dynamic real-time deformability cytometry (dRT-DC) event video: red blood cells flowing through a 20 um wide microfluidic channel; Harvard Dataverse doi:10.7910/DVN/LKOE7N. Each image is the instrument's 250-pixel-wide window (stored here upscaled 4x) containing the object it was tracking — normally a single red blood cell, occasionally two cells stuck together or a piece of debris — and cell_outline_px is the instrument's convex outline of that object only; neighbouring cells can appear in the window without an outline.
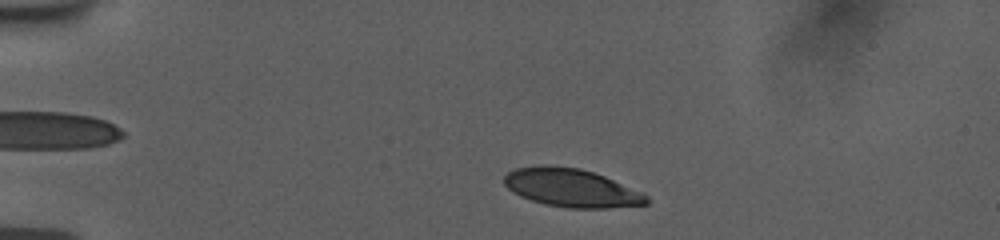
{"species": "human", "species_latin": "Homo sapiens", "temperature_condition": "room temperature", "stored_images_in_passage": 48, "camera_frame_rate_fps": 3000, "um_per_image_px": 0.085, "donor": {"sex": "female"}, "frame": {"image": 1, "passage_image": 5, "time_ms": 1.333, "image_size_px": [1000, 240], "cell_outline_px": [[648, 204], [608, 208], [568, 208], [544, 204], [520, 196], [512, 192], [504, 184], [504, 176], [508, 172], [516, 168], [544, 164], [580, 168], [604, 176], [644, 192], [648, 196]], "centroid_in_image_um": [48.57, 15.96], "position_along_channel_um": 36.4, "area_um2": 31.91}}
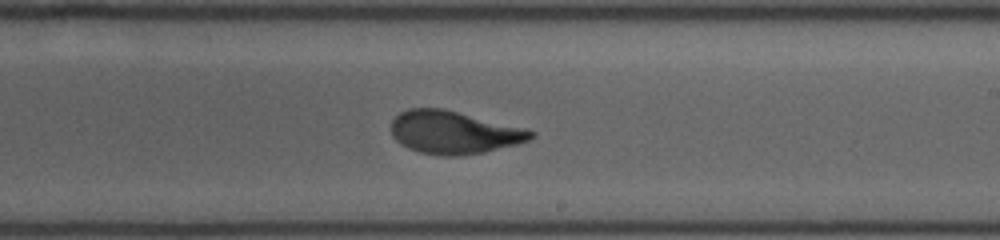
{"frame": {"image": 2, "passage_image": 27, "time_ms": 8.667, "image_size_px": [1000, 240], "cell_outline_px": [[536, 136], [528, 140], [516, 144], [480, 152], [460, 156], [444, 156], [420, 152], [408, 148], [396, 140], [392, 136], [392, 120], [400, 112], [408, 108], [444, 108], [524, 128], [536, 132]], "centroid_in_image_um": [38.55, 11.24], "position_along_channel_um": 250.4, "area_um2": 34.62}}
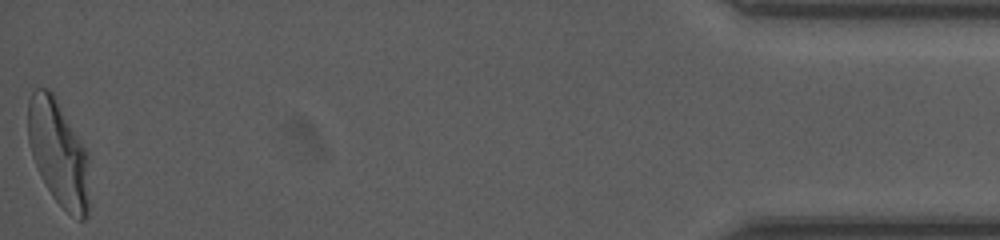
{"frame": {"image": 3, "passage_image": 48, "time_ms": 15.667, "image_size_px": [1000, 240], "cell_outline_px": [[88, 216], [84, 220], [80, 220], [68, 212], [52, 196], [40, 176], [32, 156], [28, 140], [28, 100], [32, 92], [36, 88], [48, 88], [56, 96], [88, 152]], "centroid_in_image_um": [4.96, 12.97], "position_along_channel_um": 430.2, "area_um2": 37.97}, "authors_computed_cell_mechanics": {"area_um2": 34.8245, "velocity_mm_per_s": 3.7528, "shape_relaxation_time_tau1_ms": 3.6944, "shape_relaxation_time_tau2_ms": 0.7519, "deformation_change_tau1": 0.1815, "deformation_change_tau2": 0.0666}}